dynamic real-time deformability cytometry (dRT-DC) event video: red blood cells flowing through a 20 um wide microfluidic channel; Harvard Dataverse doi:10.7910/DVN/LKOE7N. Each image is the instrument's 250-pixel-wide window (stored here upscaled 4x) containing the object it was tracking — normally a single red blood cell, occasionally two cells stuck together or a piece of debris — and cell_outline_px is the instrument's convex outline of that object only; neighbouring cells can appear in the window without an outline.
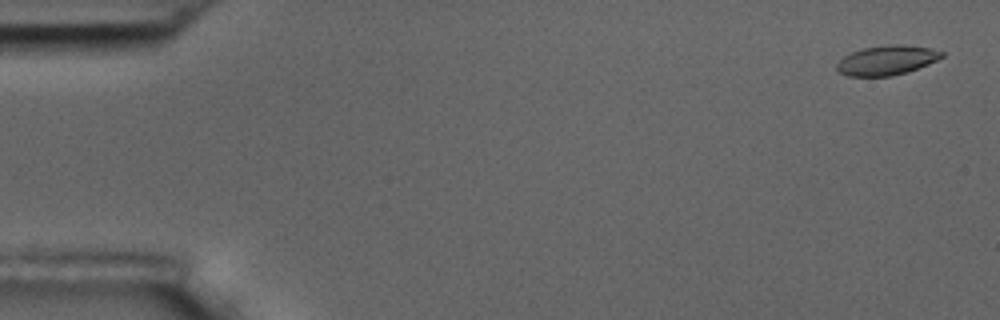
{"species": "common noctule bat (a hibernating species)", "species_latin": "Nyctalus noctula", "temperature_condition": "room temperature", "stored_images_in_passage": 4, "camera_frame_rate_fps": 3000, "um_per_image_px": 0.085, "animal": {"sex": "male", "body_mass_g": 17.5, "forearm_length_mm": 52.3}, "frame": {"image": 1, "passage_image": 1, "time_ms": 0.0, "image_size_px": [1000, 320], "cell_outline_px": [[944, 56], [928, 64], [908, 72], [888, 76], [848, 76], [840, 72], [836, 68], [836, 64], [844, 56], [852, 52], [864, 48], [888, 44], [900, 44], [928, 48], [944, 52]], "centroid_in_image_um": [75.37, 5.12], "position_along_channel_um": 9.6, "area_um2": 17.92}}
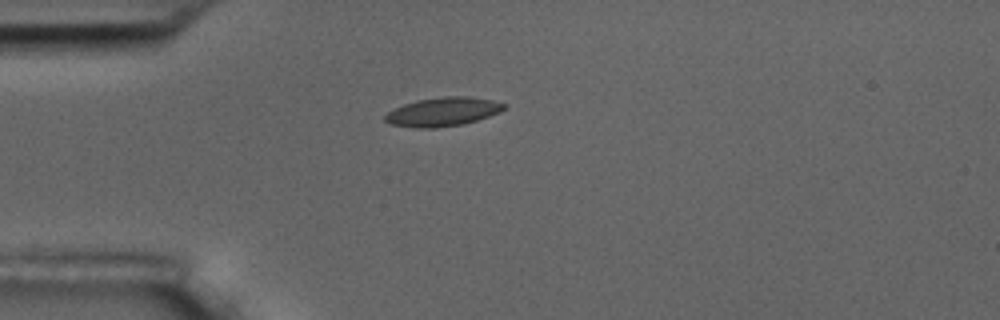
{"frame": {"image": 2, "passage_image": 4, "time_ms": 4.333, "image_size_px": [1000, 320], "cell_outline_px": [[508, 104], [500, 112], [464, 124], [436, 128], [416, 128], [392, 124], [384, 120], [384, 116], [388, 112], [404, 104], [416, 100], [444, 96], [468, 96], [492, 100]], "centroid_in_image_um": [37.66, 9.5], "position_along_channel_um": 47.3, "area_um2": 19.94}}